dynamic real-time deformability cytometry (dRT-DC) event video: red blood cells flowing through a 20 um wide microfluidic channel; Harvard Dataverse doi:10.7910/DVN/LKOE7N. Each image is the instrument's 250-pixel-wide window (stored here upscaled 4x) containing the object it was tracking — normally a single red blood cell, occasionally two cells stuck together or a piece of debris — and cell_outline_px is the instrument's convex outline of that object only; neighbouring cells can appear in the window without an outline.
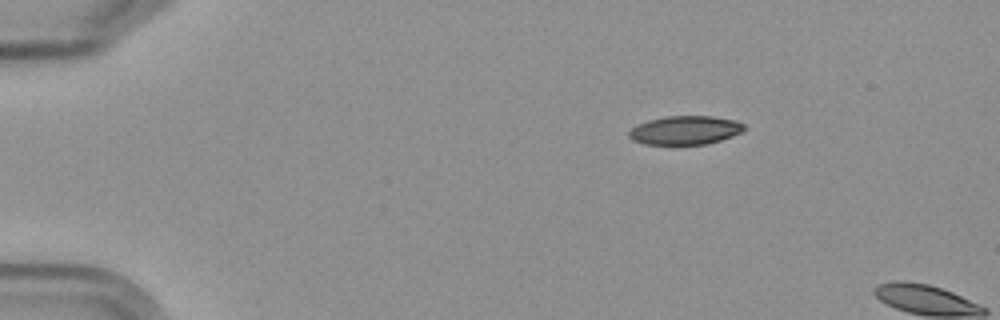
{"species": "Egyptian fruit bat (a non-hibernating species)", "species_latin": "Rousettus aegyptiacus", "temperature_condition": "cold", "stored_images_in_passage": 5, "camera_frame_rate_fps": 3000, "um_per_image_px": 0.085, "frame": {"image": 1, "passage_image": 5, "time_ms": 5.667, "image_size_px": [1000, 320], "cell_outline_px": [[744, 132], [720, 140], [704, 144], [644, 144], [632, 140], [628, 136], [628, 132], [636, 124], [648, 120], [664, 116], [712, 116], [736, 120], [744, 124]], "centroid_in_image_um": [58.22, 11.06], "position_along_channel_um": 26.8, "area_um2": 19.36}}